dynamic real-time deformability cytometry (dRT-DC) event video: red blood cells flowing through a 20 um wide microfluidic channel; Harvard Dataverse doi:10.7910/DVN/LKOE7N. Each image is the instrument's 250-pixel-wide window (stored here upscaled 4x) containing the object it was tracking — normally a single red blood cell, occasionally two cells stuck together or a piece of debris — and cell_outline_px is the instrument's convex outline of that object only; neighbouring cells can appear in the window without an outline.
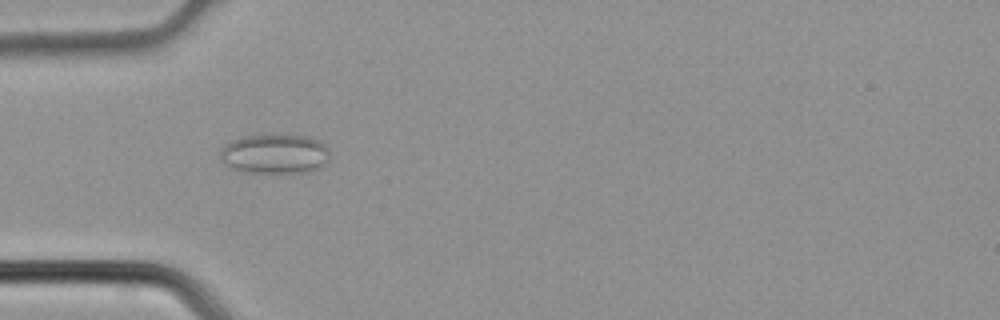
{"species": "common noctule bat (a hibernating species)", "species_latin": "Nyctalus noctula", "temperature_condition": "cold", "stored_images_in_passage": 5, "camera_frame_rate_fps": 3000, "um_per_image_px": 0.085, "animal": {"sex": "male", "body_mass_g": 21.5, "forearm_length_mm": 52.0}, "frame": {"image": 1, "passage_image": 4, "time_ms": 1.0, "image_size_px": [1000, 320], "cell_outline_px": [[328, 160], [320, 168], [308, 172], [240, 172], [232, 168], [220, 156], [220, 148], [232, 140], [248, 136], [308, 136], [320, 140], [324, 144], [328, 152]], "centroid_in_image_um": [23.38, 13.09], "position_along_channel_um": 61.6, "area_um2": 24.85}}